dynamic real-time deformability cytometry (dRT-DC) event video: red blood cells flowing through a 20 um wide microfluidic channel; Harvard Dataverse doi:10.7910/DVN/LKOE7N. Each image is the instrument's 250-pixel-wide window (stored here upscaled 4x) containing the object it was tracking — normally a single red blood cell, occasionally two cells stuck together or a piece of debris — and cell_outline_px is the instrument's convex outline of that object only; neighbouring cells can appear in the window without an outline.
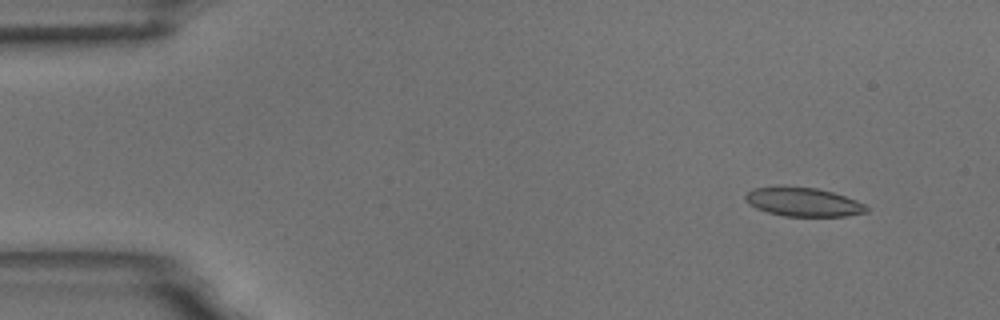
{"species": "common noctule bat (a hibernating species)", "species_latin": "Nyctalus noctula", "temperature_condition": "room temperature", "stored_images_in_passage": 5, "camera_frame_rate_fps": 3000, "um_per_image_px": 0.085, "animal": {"sex": "male", "body_mass_g": 18.8}, "frame": {"image": 1, "passage_image": 1, "time_ms": 0.0, "image_size_px": [1000, 320], "cell_outline_px": [[868, 212], [844, 216], [784, 216], [768, 212], [756, 208], [748, 204], [744, 200], [744, 196], [752, 188], [816, 188], [832, 192], [856, 200], [864, 204], [868, 208]], "centroid_in_image_um": [68.28, 17.2], "position_along_channel_um": 16.7, "area_um2": 19.83}}
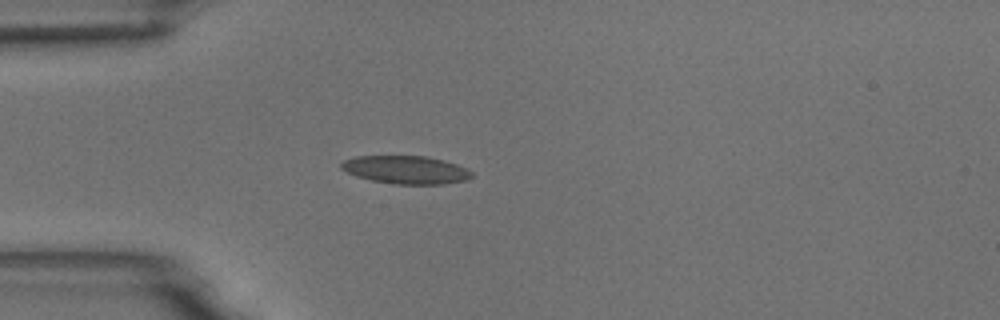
{"frame": {"image": 2, "passage_image": 4, "time_ms": 3.333, "image_size_px": [1000, 320], "cell_outline_px": [[472, 176], [468, 180], [444, 184], [392, 184], [372, 180], [356, 176], [340, 168], [340, 164], [344, 160], [356, 156], [428, 156], [444, 160], [468, 168], [472, 172]], "centroid_in_image_um": [34.53, 14.43], "position_along_channel_um": 50.5, "area_um2": 21.44}}